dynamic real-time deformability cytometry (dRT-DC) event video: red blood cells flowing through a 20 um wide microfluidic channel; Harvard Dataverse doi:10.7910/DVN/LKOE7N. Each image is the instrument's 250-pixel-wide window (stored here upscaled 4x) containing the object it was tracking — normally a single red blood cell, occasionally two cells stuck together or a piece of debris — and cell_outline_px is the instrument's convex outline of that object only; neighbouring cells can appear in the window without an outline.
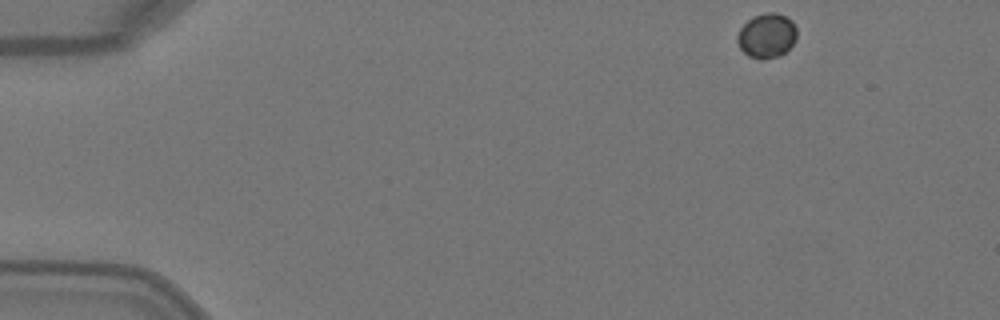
{"species": "Egyptian fruit bat (a non-hibernating species)", "species_latin": "Rousettus aegyptiacus", "temperature_condition": "warm", "stored_images_in_passage": 4, "camera_frame_rate_fps": 3000, "um_per_image_px": 0.085, "animal": {"sex": "female"}, "frame": {"image": 1, "passage_image": 1, "time_ms": 0.0, "image_size_px": [1000, 320], "cell_outline_px": [[796, 40], [780, 56], [764, 60], [760, 60], [748, 56], [740, 48], [736, 40], [736, 36], [740, 28], [752, 16], [764, 12], [776, 12], [792, 20], [796, 28]], "centroid_in_image_um": [65.15, 3.03], "position_along_channel_um": 19.8, "area_um2": 15.66}}
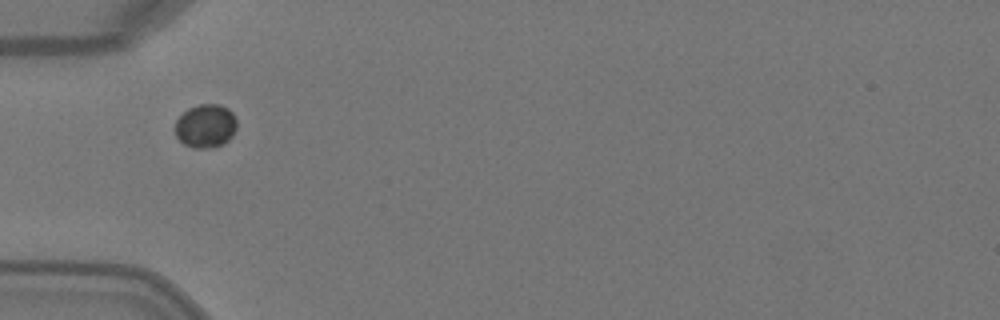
{"frame": {"image": 2, "passage_image": 4, "time_ms": 1.0, "image_size_px": [1000, 320], "cell_outline_px": [[236, 128], [232, 136], [228, 140], [212, 148], [196, 148], [184, 144], [176, 136], [176, 120], [188, 108], [200, 104], [220, 104], [228, 108], [236, 116]], "centroid_in_image_um": [17.5, 10.69], "position_along_channel_um": 67.5, "area_um2": 15.61}}